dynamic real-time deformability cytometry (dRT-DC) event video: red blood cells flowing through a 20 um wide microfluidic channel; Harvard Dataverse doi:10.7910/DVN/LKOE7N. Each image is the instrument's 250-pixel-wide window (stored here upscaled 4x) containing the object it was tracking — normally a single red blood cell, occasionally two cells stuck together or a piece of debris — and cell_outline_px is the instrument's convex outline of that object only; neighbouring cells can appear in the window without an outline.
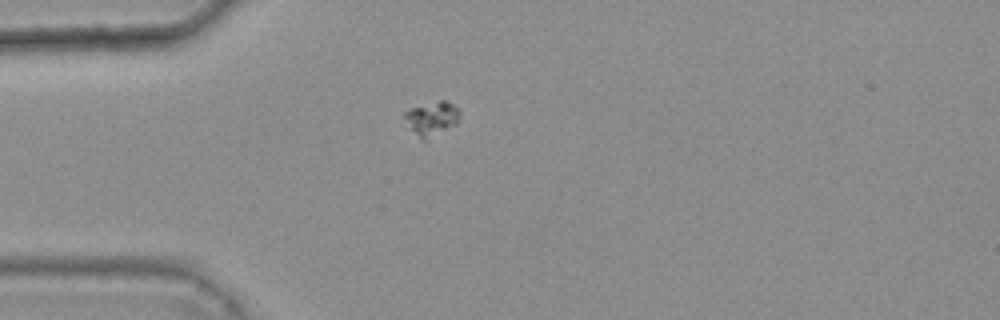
{"species": "common noctule bat (a hibernating species)", "species_latin": "Nyctalus noctula", "temperature_condition": "warm", "stored_images_in_passage": 36, "camera_frame_rate_fps": 3000, "um_per_image_px": 0.085, "animal": {"sex": "female", "body_mass_g": 25.1}, "frame": {"image": 1, "passage_image": 1, "time_ms": 0.0, "image_size_px": [1000, 320], "cell_outline_px": [[460, 112], [456, 124], [424, 140], [412, 128], [404, 116], [404, 112], [412, 108], [440, 100], [448, 100], [460, 108]], "centroid_in_image_um": [36.78, 10.01], "position_along_channel_um": 48.2, "area_um2": 10.4}}
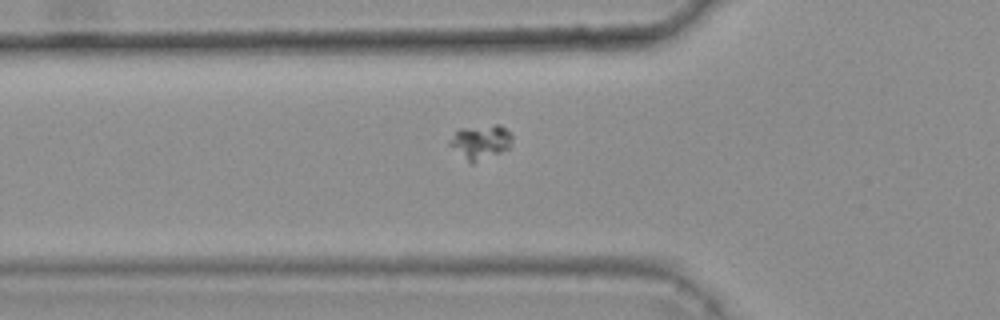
{"frame": {"image": 2, "passage_image": 5, "time_ms": 1.333, "image_size_px": [1000, 320], "cell_outline_px": [[512, 140], [508, 148], [500, 152], [472, 164], [448, 144], [448, 140], [460, 128], [496, 124], [500, 124], [512, 136]], "centroid_in_image_um": [40.83, 12.04], "position_along_channel_um": 85.0, "area_um2": 12.25}}
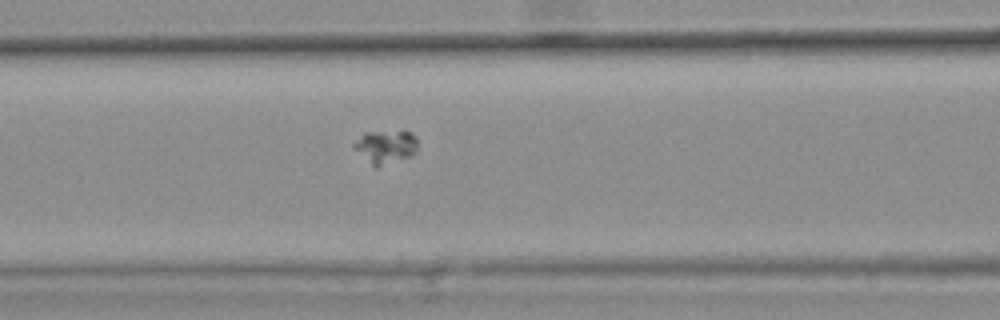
{"frame": {"image": 3, "passage_image": 9, "time_ms": 2.667, "image_size_px": [1000, 320], "cell_outline_px": [[416, 152], [412, 156], [376, 168], [352, 148], [352, 144], [364, 132], [412, 132], [416, 136]], "centroid_in_image_um": [32.76, 12.49], "position_along_channel_um": 133.8, "area_um2": 12.37}}